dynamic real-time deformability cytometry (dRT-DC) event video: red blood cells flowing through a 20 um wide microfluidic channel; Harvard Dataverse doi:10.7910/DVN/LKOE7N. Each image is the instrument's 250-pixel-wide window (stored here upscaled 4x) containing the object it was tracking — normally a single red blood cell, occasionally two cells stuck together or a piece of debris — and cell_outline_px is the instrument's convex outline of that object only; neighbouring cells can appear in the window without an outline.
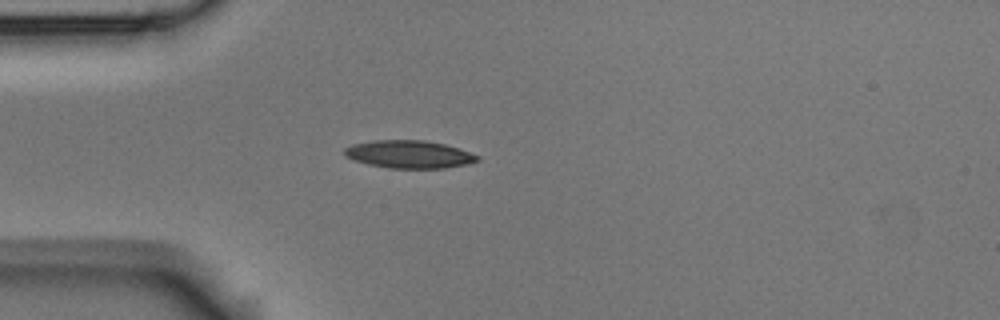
{"species": "Egyptian fruit bat (a non-hibernating species)", "species_latin": "Rousettus aegyptiacus", "temperature_condition": "room temperature", "stored_images_in_passage": 3, "camera_frame_rate_fps": 3000, "um_per_image_px": 0.085, "animal": {"sex": "male"}, "frame": {"image": 1, "passage_image": 3, "time_ms": 0.667, "image_size_px": [1000, 320], "cell_outline_px": [[480, 160], [464, 164], [444, 168], [388, 168], [368, 164], [344, 156], [344, 148], [352, 144], [372, 140], [424, 140], [444, 144], [460, 148], [480, 156]], "centroid_in_image_um": [34.76, 13.11], "position_along_channel_um": 50.2, "area_um2": 21.5}}